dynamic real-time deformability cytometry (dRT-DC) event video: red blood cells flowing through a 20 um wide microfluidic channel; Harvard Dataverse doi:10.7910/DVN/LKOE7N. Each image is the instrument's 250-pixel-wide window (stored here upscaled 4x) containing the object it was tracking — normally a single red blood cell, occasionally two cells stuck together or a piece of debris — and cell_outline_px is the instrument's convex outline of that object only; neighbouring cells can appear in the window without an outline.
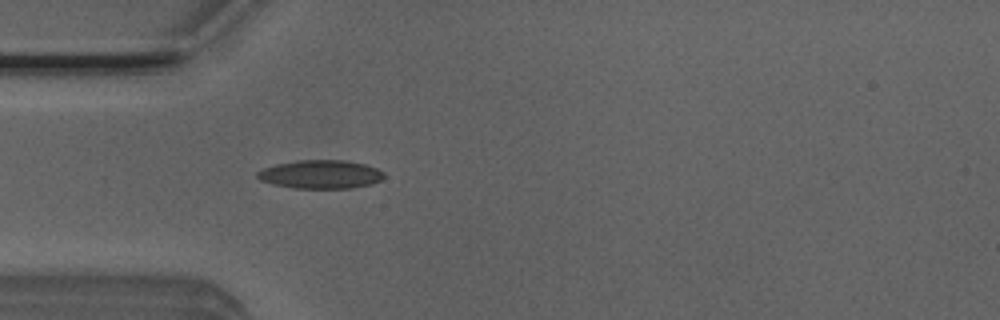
{"species": "Egyptian fruit bat (a non-hibernating species)", "species_latin": "Rousettus aegyptiacus", "temperature_condition": "room temperature", "stored_images_in_passage": 3, "camera_frame_rate_fps": 3000, "um_per_image_px": 0.085, "animal": {"sex": "male"}, "frame": {"image": 1, "passage_image": 3, "time_ms": 0.667, "image_size_px": [1000, 320], "cell_outline_px": [[384, 176], [380, 180], [372, 184], [352, 188], [296, 188], [272, 184], [260, 180], [256, 176], [256, 172], [264, 168], [276, 164], [296, 160], [344, 160], [364, 164], [376, 168], [384, 172]], "centroid_in_image_um": [27.24, 14.82], "position_along_channel_um": 57.8, "area_um2": 21.04}}